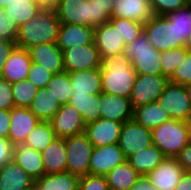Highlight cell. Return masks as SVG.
<instances>
[{
  "label": "cell",
  "instance_id": "obj_1",
  "mask_svg": "<svg viewBox=\"0 0 191 190\" xmlns=\"http://www.w3.org/2000/svg\"><path fill=\"white\" fill-rule=\"evenodd\" d=\"M102 93L130 98L137 73L124 53L101 58Z\"/></svg>",
  "mask_w": 191,
  "mask_h": 190
},
{
  "label": "cell",
  "instance_id": "obj_2",
  "mask_svg": "<svg viewBox=\"0 0 191 190\" xmlns=\"http://www.w3.org/2000/svg\"><path fill=\"white\" fill-rule=\"evenodd\" d=\"M59 27L55 11L41 9L18 28L16 45L28 50L38 44L57 43Z\"/></svg>",
  "mask_w": 191,
  "mask_h": 190
},
{
  "label": "cell",
  "instance_id": "obj_3",
  "mask_svg": "<svg viewBox=\"0 0 191 190\" xmlns=\"http://www.w3.org/2000/svg\"><path fill=\"white\" fill-rule=\"evenodd\" d=\"M124 55L130 59L137 74L162 75L161 52L151 45L144 32L133 42L126 44Z\"/></svg>",
  "mask_w": 191,
  "mask_h": 190
},
{
  "label": "cell",
  "instance_id": "obj_4",
  "mask_svg": "<svg viewBox=\"0 0 191 190\" xmlns=\"http://www.w3.org/2000/svg\"><path fill=\"white\" fill-rule=\"evenodd\" d=\"M151 131L153 145L166 157H176L188 144V122L170 119Z\"/></svg>",
  "mask_w": 191,
  "mask_h": 190
},
{
  "label": "cell",
  "instance_id": "obj_5",
  "mask_svg": "<svg viewBox=\"0 0 191 190\" xmlns=\"http://www.w3.org/2000/svg\"><path fill=\"white\" fill-rule=\"evenodd\" d=\"M144 33L151 45L160 52L179 48V29L165 15H154L144 23Z\"/></svg>",
  "mask_w": 191,
  "mask_h": 190
},
{
  "label": "cell",
  "instance_id": "obj_6",
  "mask_svg": "<svg viewBox=\"0 0 191 190\" xmlns=\"http://www.w3.org/2000/svg\"><path fill=\"white\" fill-rule=\"evenodd\" d=\"M66 172L79 177L89 174V163L94 146L85 133L65 138Z\"/></svg>",
  "mask_w": 191,
  "mask_h": 190
},
{
  "label": "cell",
  "instance_id": "obj_7",
  "mask_svg": "<svg viewBox=\"0 0 191 190\" xmlns=\"http://www.w3.org/2000/svg\"><path fill=\"white\" fill-rule=\"evenodd\" d=\"M157 102L171 119L191 121V102L184 85L169 82Z\"/></svg>",
  "mask_w": 191,
  "mask_h": 190
},
{
  "label": "cell",
  "instance_id": "obj_8",
  "mask_svg": "<svg viewBox=\"0 0 191 190\" xmlns=\"http://www.w3.org/2000/svg\"><path fill=\"white\" fill-rule=\"evenodd\" d=\"M117 144L127 159L131 155L153 145L152 131L134 119L125 121Z\"/></svg>",
  "mask_w": 191,
  "mask_h": 190
},
{
  "label": "cell",
  "instance_id": "obj_9",
  "mask_svg": "<svg viewBox=\"0 0 191 190\" xmlns=\"http://www.w3.org/2000/svg\"><path fill=\"white\" fill-rule=\"evenodd\" d=\"M168 83L169 78L165 75L137 74L129 98L133 109L141 105L156 102Z\"/></svg>",
  "mask_w": 191,
  "mask_h": 190
},
{
  "label": "cell",
  "instance_id": "obj_10",
  "mask_svg": "<svg viewBox=\"0 0 191 190\" xmlns=\"http://www.w3.org/2000/svg\"><path fill=\"white\" fill-rule=\"evenodd\" d=\"M64 71L75 72L100 68L101 57L95 43L62 51Z\"/></svg>",
  "mask_w": 191,
  "mask_h": 190
},
{
  "label": "cell",
  "instance_id": "obj_11",
  "mask_svg": "<svg viewBox=\"0 0 191 190\" xmlns=\"http://www.w3.org/2000/svg\"><path fill=\"white\" fill-rule=\"evenodd\" d=\"M126 158L118 144L94 147L89 163V175L106 176Z\"/></svg>",
  "mask_w": 191,
  "mask_h": 190
},
{
  "label": "cell",
  "instance_id": "obj_12",
  "mask_svg": "<svg viewBox=\"0 0 191 190\" xmlns=\"http://www.w3.org/2000/svg\"><path fill=\"white\" fill-rule=\"evenodd\" d=\"M57 137L67 138L85 132L86 124L78 110L70 104L61 105L50 120Z\"/></svg>",
  "mask_w": 191,
  "mask_h": 190
},
{
  "label": "cell",
  "instance_id": "obj_13",
  "mask_svg": "<svg viewBox=\"0 0 191 190\" xmlns=\"http://www.w3.org/2000/svg\"><path fill=\"white\" fill-rule=\"evenodd\" d=\"M184 172L176 157H165L159 165L145 176L150 184L159 190H174Z\"/></svg>",
  "mask_w": 191,
  "mask_h": 190
},
{
  "label": "cell",
  "instance_id": "obj_14",
  "mask_svg": "<svg viewBox=\"0 0 191 190\" xmlns=\"http://www.w3.org/2000/svg\"><path fill=\"white\" fill-rule=\"evenodd\" d=\"M40 121L28 108H12L10 110L8 139L14 146L23 145L27 136Z\"/></svg>",
  "mask_w": 191,
  "mask_h": 190
},
{
  "label": "cell",
  "instance_id": "obj_15",
  "mask_svg": "<svg viewBox=\"0 0 191 190\" xmlns=\"http://www.w3.org/2000/svg\"><path fill=\"white\" fill-rule=\"evenodd\" d=\"M123 123L100 118L85 126V134L94 147L116 144L120 137Z\"/></svg>",
  "mask_w": 191,
  "mask_h": 190
},
{
  "label": "cell",
  "instance_id": "obj_16",
  "mask_svg": "<svg viewBox=\"0 0 191 190\" xmlns=\"http://www.w3.org/2000/svg\"><path fill=\"white\" fill-rule=\"evenodd\" d=\"M54 11L60 23L91 27L90 0H60Z\"/></svg>",
  "mask_w": 191,
  "mask_h": 190
},
{
  "label": "cell",
  "instance_id": "obj_17",
  "mask_svg": "<svg viewBox=\"0 0 191 190\" xmlns=\"http://www.w3.org/2000/svg\"><path fill=\"white\" fill-rule=\"evenodd\" d=\"M32 63L40 65L52 74L64 71L62 50L57 43L34 45L28 49Z\"/></svg>",
  "mask_w": 191,
  "mask_h": 190
},
{
  "label": "cell",
  "instance_id": "obj_18",
  "mask_svg": "<svg viewBox=\"0 0 191 190\" xmlns=\"http://www.w3.org/2000/svg\"><path fill=\"white\" fill-rule=\"evenodd\" d=\"M94 43L100 57L124 53L126 44L110 22L94 27Z\"/></svg>",
  "mask_w": 191,
  "mask_h": 190
},
{
  "label": "cell",
  "instance_id": "obj_19",
  "mask_svg": "<svg viewBox=\"0 0 191 190\" xmlns=\"http://www.w3.org/2000/svg\"><path fill=\"white\" fill-rule=\"evenodd\" d=\"M101 118L124 123L133 119V107L129 98L101 93L100 107Z\"/></svg>",
  "mask_w": 191,
  "mask_h": 190
},
{
  "label": "cell",
  "instance_id": "obj_20",
  "mask_svg": "<svg viewBox=\"0 0 191 190\" xmlns=\"http://www.w3.org/2000/svg\"><path fill=\"white\" fill-rule=\"evenodd\" d=\"M93 42L94 27L60 23L57 46L62 51L76 46L92 44Z\"/></svg>",
  "mask_w": 191,
  "mask_h": 190
},
{
  "label": "cell",
  "instance_id": "obj_21",
  "mask_svg": "<svg viewBox=\"0 0 191 190\" xmlns=\"http://www.w3.org/2000/svg\"><path fill=\"white\" fill-rule=\"evenodd\" d=\"M31 63L32 60L29 51L16 46L6 59L0 76L5 78L9 83H17L27 79Z\"/></svg>",
  "mask_w": 191,
  "mask_h": 190
},
{
  "label": "cell",
  "instance_id": "obj_22",
  "mask_svg": "<svg viewBox=\"0 0 191 190\" xmlns=\"http://www.w3.org/2000/svg\"><path fill=\"white\" fill-rule=\"evenodd\" d=\"M154 17L149 0H114L110 18H126L146 23Z\"/></svg>",
  "mask_w": 191,
  "mask_h": 190
},
{
  "label": "cell",
  "instance_id": "obj_23",
  "mask_svg": "<svg viewBox=\"0 0 191 190\" xmlns=\"http://www.w3.org/2000/svg\"><path fill=\"white\" fill-rule=\"evenodd\" d=\"M34 188V179L14 160L0 168V190H29Z\"/></svg>",
  "mask_w": 191,
  "mask_h": 190
},
{
  "label": "cell",
  "instance_id": "obj_24",
  "mask_svg": "<svg viewBox=\"0 0 191 190\" xmlns=\"http://www.w3.org/2000/svg\"><path fill=\"white\" fill-rule=\"evenodd\" d=\"M41 154L45 174L66 172L65 138L56 137L51 144L41 151Z\"/></svg>",
  "mask_w": 191,
  "mask_h": 190
},
{
  "label": "cell",
  "instance_id": "obj_25",
  "mask_svg": "<svg viewBox=\"0 0 191 190\" xmlns=\"http://www.w3.org/2000/svg\"><path fill=\"white\" fill-rule=\"evenodd\" d=\"M73 87L72 96L75 94H101V69L68 72Z\"/></svg>",
  "mask_w": 191,
  "mask_h": 190
},
{
  "label": "cell",
  "instance_id": "obj_26",
  "mask_svg": "<svg viewBox=\"0 0 191 190\" xmlns=\"http://www.w3.org/2000/svg\"><path fill=\"white\" fill-rule=\"evenodd\" d=\"M13 160L34 180L45 174L40 151L25 145H17L14 148Z\"/></svg>",
  "mask_w": 191,
  "mask_h": 190
},
{
  "label": "cell",
  "instance_id": "obj_27",
  "mask_svg": "<svg viewBox=\"0 0 191 190\" xmlns=\"http://www.w3.org/2000/svg\"><path fill=\"white\" fill-rule=\"evenodd\" d=\"M79 176L70 172L44 174L34 180L36 190H78Z\"/></svg>",
  "mask_w": 191,
  "mask_h": 190
},
{
  "label": "cell",
  "instance_id": "obj_28",
  "mask_svg": "<svg viewBox=\"0 0 191 190\" xmlns=\"http://www.w3.org/2000/svg\"><path fill=\"white\" fill-rule=\"evenodd\" d=\"M165 157L166 156L157 146L152 145L131 155L126 160L141 176H145L159 165Z\"/></svg>",
  "mask_w": 191,
  "mask_h": 190
},
{
  "label": "cell",
  "instance_id": "obj_29",
  "mask_svg": "<svg viewBox=\"0 0 191 190\" xmlns=\"http://www.w3.org/2000/svg\"><path fill=\"white\" fill-rule=\"evenodd\" d=\"M133 119L145 128L152 130L171 118L156 101L134 108Z\"/></svg>",
  "mask_w": 191,
  "mask_h": 190
},
{
  "label": "cell",
  "instance_id": "obj_30",
  "mask_svg": "<svg viewBox=\"0 0 191 190\" xmlns=\"http://www.w3.org/2000/svg\"><path fill=\"white\" fill-rule=\"evenodd\" d=\"M60 107L56 98L46 88H41L28 109L41 121H50Z\"/></svg>",
  "mask_w": 191,
  "mask_h": 190
},
{
  "label": "cell",
  "instance_id": "obj_31",
  "mask_svg": "<svg viewBox=\"0 0 191 190\" xmlns=\"http://www.w3.org/2000/svg\"><path fill=\"white\" fill-rule=\"evenodd\" d=\"M141 175L127 162L116 166L107 173L106 179L109 189L130 190Z\"/></svg>",
  "mask_w": 191,
  "mask_h": 190
},
{
  "label": "cell",
  "instance_id": "obj_32",
  "mask_svg": "<svg viewBox=\"0 0 191 190\" xmlns=\"http://www.w3.org/2000/svg\"><path fill=\"white\" fill-rule=\"evenodd\" d=\"M101 94H75L68 104L78 110L85 124L97 121L101 118L100 107Z\"/></svg>",
  "mask_w": 191,
  "mask_h": 190
},
{
  "label": "cell",
  "instance_id": "obj_33",
  "mask_svg": "<svg viewBox=\"0 0 191 190\" xmlns=\"http://www.w3.org/2000/svg\"><path fill=\"white\" fill-rule=\"evenodd\" d=\"M3 10L6 16L19 28L26 21L36 16L41 8L34 0H14Z\"/></svg>",
  "mask_w": 191,
  "mask_h": 190
},
{
  "label": "cell",
  "instance_id": "obj_34",
  "mask_svg": "<svg viewBox=\"0 0 191 190\" xmlns=\"http://www.w3.org/2000/svg\"><path fill=\"white\" fill-rule=\"evenodd\" d=\"M50 121H40L27 136L23 145L36 151H43L56 138Z\"/></svg>",
  "mask_w": 191,
  "mask_h": 190
},
{
  "label": "cell",
  "instance_id": "obj_35",
  "mask_svg": "<svg viewBox=\"0 0 191 190\" xmlns=\"http://www.w3.org/2000/svg\"><path fill=\"white\" fill-rule=\"evenodd\" d=\"M45 88L56 98L60 105L68 104L72 97L73 87L67 71L53 74Z\"/></svg>",
  "mask_w": 191,
  "mask_h": 190
},
{
  "label": "cell",
  "instance_id": "obj_36",
  "mask_svg": "<svg viewBox=\"0 0 191 190\" xmlns=\"http://www.w3.org/2000/svg\"><path fill=\"white\" fill-rule=\"evenodd\" d=\"M170 22H175L179 29V48L190 47L191 6L172 11L165 15Z\"/></svg>",
  "mask_w": 191,
  "mask_h": 190
},
{
  "label": "cell",
  "instance_id": "obj_37",
  "mask_svg": "<svg viewBox=\"0 0 191 190\" xmlns=\"http://www.w3.org/2000/svg\"><path fill=\"white\" fill-rule=\"evenodd\" d=\"M109 22L119 32L125 44L133 42L144 32V23L126 18H110Z\"/></svg>",
  "mask_w": 191,
  "mask_h": 190
},
{
  "label": "cell",
  "instance_id": "obj_38",
  "mask_svg": "<svg viewBox=\"0 0 191 190\" xmlns=\"http://www.w3.org/2000/svg\"><path fill=\"white\" fill-rule=\"evenodd\" d=\"M38 88L28 79L12 83V94L15 107L28 108L37 95Z\"/></svg>",
  "mask_w": 191,
  "mask_h": 190
},
{
  "label": "cell",
  "instance_id": "obj_39",
  "mask_svg": "<svg viewBox=\"0 0 191 190\" xmlns=\"http://www.w3.org/2000/svg\"><path fill=\"white\" fill-rule=\"evenodd\" d=\"M188 53V46L161 52L162 75L170 78L181 65Z\"/></svg>",
  "mask_w": 191,
  "mask_h": 190
},
{
  "label": "cell",
  "instance_id": "obj_40",
  "mask_svg": "<svg viewBox=\"0 0 191 190\" xmlns=\"http://www.w3.org/2000/svg\"><path fill=\"white\" fill-rule=\"evenodd\" d=\"M114 8V0H90L91 27L108 23Z\"/></svg>",
  "mask_w": 191,
  "mask_h": 190
},
{
  "label": "cell",
  "instance_id": "obj_41",
  "mask_svg": "<svg viewBox=\"0 0 191 190\" xmlns=\"http://www.w3.org/2000/svg\"><path fill=\"white\" fill-rule=\"evenodd\" d=\"M169 82L184 86L191 83V48L189 46L185 61L175 70Z\"/></svg>",
  "mask_w": 191,
  "mask_h": 190
},
{
  "label": "cell",
  "instance_id": "obj_42",
  "mask_svg": "<svg viewBox=\"0 0 191 190\" xmlns=\"http://www.w3.org/2000/svg\"><path fill=\"white\" fill-rule=\"evenodd\" d=\"M53 74L40 65L31 63L27 79L33 83L38 89L45 88L51 80Z\"/></svg>",
  "mask_w": 191,
  "mask_h": 190
},
{
  "label": "cell",
  "instance_id": "obj_43",
  "mask_svg": "<svg viewBox=\"0 0 191 190\" xmlns=\"http://www.w3.org/2000/svg\"><path fill=\"white\" fill-rule=\"evenodd\" d=\"M154 15H166L187 6L184 0H149Z\"/></svg>",
  "mask_w": 191,
  "mask_h": 190
},
{
  "label": "cell",
  "instance_id": "obj_44",
  "mask_svg": "<svg viewBox=\"0 0 191 190\" xmlns=\"http://www.w3.org/2000/svg\"><path fill=\"white\" fill-rule=\"evenodd\" d=\"M78 190H109L106 176L85 175L79 178Z\"/></svg>",
  "mask_w": 191,
  "mask_h": 190
},
{
  "label": "cell",
  "instance_id": "obj_45",
  "mask_svg": "<svg viewBox=\"0 0 191 190\" xmlns=\"http://www.w3.org/2000/svg\"><path fill=\"white\" fill-rule=\"evenodd\" d=\"M18 34V27L6 16L4 10L0 9V39H8L16 41Z\"/></svg>",
  "mask_w": 191,
  "mask_h": 190
},
{
  "label": "cell",
  "instance_id": "obj_46",
  "mask_svg": "<svg viewBox=\"0 0 191 190\" xmlns=\"http://www.w3.org/2000/svg\"><path fill=\"white\" fill-rule=\"evenodd\" d=\"M15 107L12 94V83L0 76V110H11Z\"/></svg>",
  "mask_w": 191,
  "mask_h": 190
},
{
  "label": "cell",
  "instance_id": "obj_47",
  "mask_svg": "<svg viewBox=\"0 0 191 190\" xmlns=\"http://www.w3.org/2000/svg\"><path fill=\"white\" fill-rule=\"evenodd\" d=\"M14 148L8 138L0 137V168L13 160Z\"/></svg>",
  "mask_w": 191,
  "mask_h": 190
},
{
  "label": "cell",
  "instance_id": "obj_48",
  "mask_svg": "<svg viewBox=\"0 0 191 190\" xmlns=\"http://www.w3.org/2000/svg\"><path fill=\"white\" fill-rule=\"evenodd\" d=\"M16 46L15 41L0 39V75L2 74L6 59L10 56Z\"/></svg>",
  "mask_w": 191,
  "mask_h": 190
},
{
  "label": "cell",
  "instance_id": "obj_49",
  "mask_svg": "<svg viewBox=\"0 0 191 190\" xmlns=\"http://www.w3.org/2000/svg\"><path fill=\"white\" fill-rule=\"evenodd\" d=\"M178 163L185 172L191 173V144H187L176 156Z\"/></svg>",
  "mask_w": 191,
  "mask_h": 190
},
{
  "label": "cell",
  "instance_id": "obj_50",
  "mask_svg": "<svg viewBox=\"0 0 191 190\" xmlns=\"http://www.w3.org/2000/svg\"><path fill=\"white\" fill-rule=\"evenodd\" d=\"M10 131V111L0 110V137L8 138Z\"/></svg>",
  "mask_w": 191,
  "mask_h": 190
},
{
  "label": "cell",
  "instance_id": "obj_51",
  "mask_svg": "<svg viewBox=\"0 0 191 190\" xmlns=\"http://www.w3.org/2000/svg\"><path fill=\"white\" fill-rule=\"evenodd\" d=\"M130 190H159V189L150 184L146 176H141L137 180V182L131 187Z\"/></svg>",
  "mask_w": 191,
  "mask_h": 190
},
{
  "label": "cell",
  "instance_id": "obj_52",
  "mask_svg": "<svg viewBox=\"0 0 191 190\" xmlns=\"http://www.w3.org/2000/svg\"><path fill=\"white\" fill-rule=\"evenodd\" d=\"M174 190H191V173L184 172Z\"/></svg>",
  "mask_w": 191,
  "mask_h": 190
},
{
  "label": "cell",
  "instance_id": "obj_53",
  "mask_svg": "<svg viewBox=\"0 0 191 190\" xmlns=\"http://www.w3.org/2000/svg\"><path fill=\"white\" fill-rule=\"evenodd\" d=\"M36 4L44 10H55L60 0H34Z\"/></svg>",
  "mask_w": 191,
  "mask_h": 190
},
{
  "label": "cell",
  "instance_id": "obj_54",
  "mask_svg": "<svg viewBox=\"0 0 191 190\" xmlns=\"http://www.w3.org/2000/svg\"><path fill=\"white\" fill-rule=\"evenodd\" d=\"M12 1H14V0H0V9L3 10Z\"/></svg>",
  "mask_w": 191,
  "mask_h": 190
},
{
  "label": "cell",
  "instance_id": "obj_55",
  "mask_svg": "<svg viewBox=\"0 0 191 190\" xmlns=\"http://www.w3.org/2000/svg\"><path fill=\"white\" fill-rule=\"evenodd\" d=\"M185 89H186V92H187V96L191 102V83L190 84H187L185 85Z\"/></svg>",
  "mask_w": 191,
  "mask_h": 190
},
{
  "label": "cell",
  "instance_id": "obj_56",
  "mask_svg": "<svg viewBox=\"0 0 191 190\" xmlns=\"http://www.w3.org/2000/svg\"><path fill=\"white\" fill-rule=\"evenodd\" d=\"M188 143L191 144V121L188 122Z\"/></svg>",
  "mask_w": 191,
  "mask_h": 190
},
{
  "label": "cell",
  "instance_id": "obj_57",
  "mask_svg": "<svg viewBox=\"0 0 191 190\" xmlns=\"http://www.w3.org/2000/svg\"><path fill=\"white\" fill-rule=\"evenodd\" d=\"M187 4V6H191V0H184Z\"/></svg>",
  "mask_w": 191,
  "mask_h": 190
}]
</instances>
